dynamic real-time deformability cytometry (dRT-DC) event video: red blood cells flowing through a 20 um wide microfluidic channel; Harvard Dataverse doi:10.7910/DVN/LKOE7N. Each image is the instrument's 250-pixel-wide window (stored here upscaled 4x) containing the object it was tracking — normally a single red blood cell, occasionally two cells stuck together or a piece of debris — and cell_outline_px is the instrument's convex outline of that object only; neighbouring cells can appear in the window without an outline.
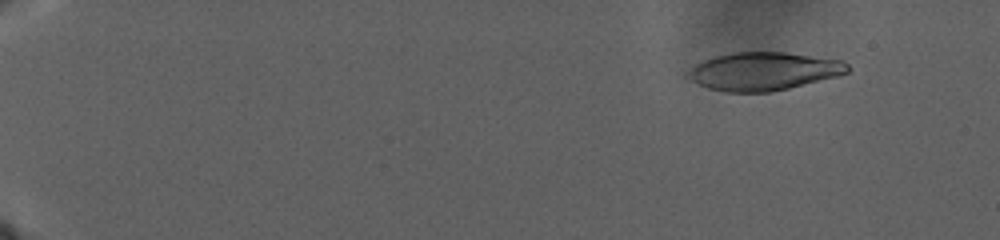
{"species": "human", "species_latin": "Homo sapiens", "temperature_condition": "warm", "stored_images_in_passage": 89, "camera_frame_rate_fps": 3000, "um_per_image_px": 0.085, "donor": {"sex": "male"}, "frame": {"image": 1, "passage_image": 11, "time_ms": 4.667, "image_size_px": [1000, 240], "cell_outline_px": [[848, 72], [836, 76], [788, 88], [768, 92], [728, 92], [708, 88], [684, 76], [684, 72], [696, 64], [704, 60], [716, 56], [732, 52], [784, 52], [840, 60], [848, 64]], "centroid_in_image_um": [64.84, 6.05], "position_along_channel_um": 20.2, "area_um2": 35.14}}
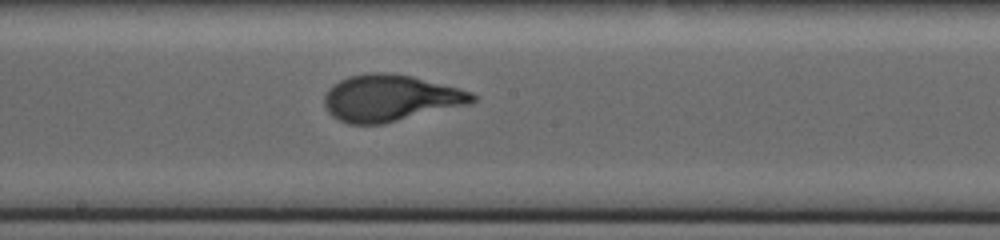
{"frame": {"image": 2, "passage_image": 56, "time_ms": 24.667, "image_size_px": [1000, 240], "cell_outline_px": [[476, 100], [472, 104], [384, 124], [348, 124], [332, 116], [328, 112], [324, 104], [324, 96], [328, 88], [332, 84], [348, 76], [368, 72], [388, 72], [412, 76], [460, 88], [472, 92], [476, 96]], "centroid_in_image_um": [33.19, 8.33], "position_along_channel_um": 215.0, "area_um2": 40.69}}
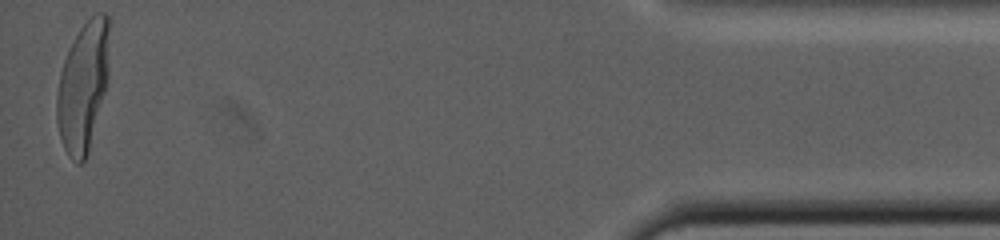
{"frame": {"image": 3, "passage_image": 89, "time_ms": 39.667, "image_size_px": [1000, 240], "cell_outline_px": [[108, 76], [104, 92], [88, 152], [84, 160], [80, 164], [76, 164], [68, 156], [64, 148], [60, 136], [56, 120], [56, 96], [60, 72], [64, 60], [80, 28], [96, 12], [104, 12], [108, 16]], "centroid_in_image_um": [7.04, 7.37], "position_along_channel_um": 428.2, "area_um2": 39.07}}